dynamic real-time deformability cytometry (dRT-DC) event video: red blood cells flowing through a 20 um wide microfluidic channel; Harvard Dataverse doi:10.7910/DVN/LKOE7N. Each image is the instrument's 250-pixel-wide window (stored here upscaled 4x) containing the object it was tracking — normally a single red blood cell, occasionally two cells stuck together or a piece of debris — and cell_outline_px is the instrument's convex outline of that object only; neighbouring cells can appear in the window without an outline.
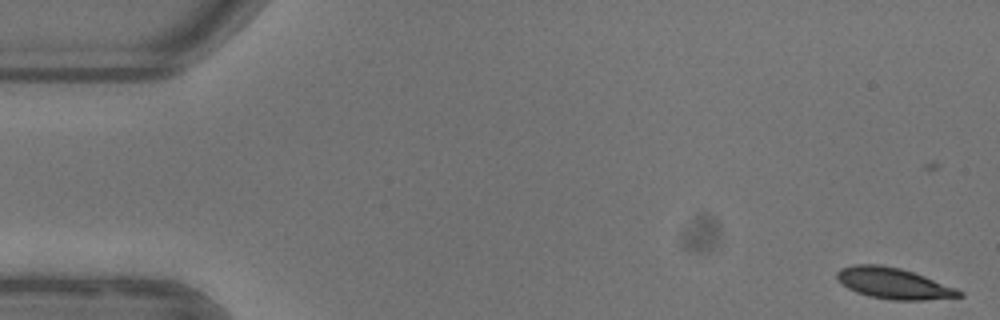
{"species": "common noctule bat (a hibernating species)", "species_latin": "Nyctalus noctula", "temperature_condition": "warm", "stored_images_in_passage": 12, "camera_frame_rate_fps": 3000, "um_per_image_px": 0.085, "animal": {"sex": "female"}, "frame": {"image": 1, "passage_image": 2, "time_ms": 0.333, "image_size_px": [1000, 320], "cell_outline_px": [[964, 296], [924, 300], [892, 300], [868, 296], [856, 292], [840, 284], [836, 280], [836, 272], [840, 268], [856, 264], [880, 264], [900, 268], [924, 276], [956, 288], [964, 292]], "centroid_in_image_um": [75.91, 24.08], "position_along_channel_um": 9.1, "area_um2": 22.2}}